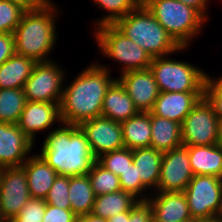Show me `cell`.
<instances>
[{"mask_svg":"<svg viewBox=\"0 0 222 222\" xmlns=\"http://www.w3.org/2000/svg\"><path fill=\"white\" fill-rule=\"evenodd\" d=\"M109 71L98 63L90 65L63 88L59 105L62 123L79 126L101 116L105 94L117 79L112 78Z\"/></svg>","mask_w":222,"mask_h":222,"instance_id":"6da1fadb","label":"cell"},{"mask_svg":"<svg viewBox=\"0 0 222 222\" xmlns=\"http://www.w3.org/2000/svg\"><path fill=\"white\" fill-rule=\"evenodd\" d=\"M42 143L40 155L62 176L86 175L96 161L85 133L78 125L60 123Z\"/></svg>","mask_w":222,"mask_h":222,"instance_id":"7a4b0ae2","label":"cell"},{"mask_svg":"<svg viewBox=\"0 0 222 222\" xmlns=\"http://www.w3.org/2000/svg\"><path fill=\"white\" fill-rule=\"evenodd\" d=\"M55 8L51 0L40 9L24 12L13 32L15 54L36 62L51 61L48 54L57 38L55 19L58 9Z\"/></svg>","mask_w":222,"mask_h":222,"instance_id":"3957f363","label":"cell"},{"mask_svg":"<svg viewBox=\"0 0 222 222\" xmlns=\"http://www.w3.org/2000/svg\"><path fill=\"white\" fill-rule=\"evenodd\" d=\"M122 33L148 52L152 58L169 56L187 49L180 47L141 3L114 24Z\"/></svg>","mask_w":222,"mask_h":222,"instance_id":"277c9868","label":"cell"},{"mask_svg":"<svg viewBox=\"0 0 222 222\" xmlns=\"http://www.w3.org/2000/svg\"><path fill=\"white\" fill-rule=\"evenodd\" d=\"M145 7L180 47H188L207 19L179 0H142Z\"/></svg>","mask_w":222,"mask_h":222,"instance_id":"5b68a950","label":"cell"},{"mask_svg":"<svg viewBox=\"0 0 222 222\" xmlns=\"http://www.w3.org/2000/svg\"><path fill=\"white\" fill-rule=\"evenodd\" d=\"M166 57L152 58L149 67L159 92H204L208 77L205 71L190 63Z\"/></svg>","mask_w":222,"mask_h":222,"instance_id":"8992f818","label":"cell"},{"mask_svg":"<svg viewBox=\"0 0 222 222\" xmlns=\"http://www.w3.org/2000/svg\"><path fill=\"white\" fill-rule=\"evenodd\" d=\"M96 28L94 36L101 54L122 63L121 73L150 67L151 55L129 39L114 24Z\"/></svg>","mask_w":222,"mask_h":222,"instance_id":"52a82bcc","label":"cell"},{"mask_svg":"<svg viewBox=\"0 0 222 222\" xmlns=\"http://www.w3.org/2000/svg\"><path fill=\"white\" fill-rule=\"evenodd\" d=\"M183 192L193 220L218 219L222 205V178L194 175Z\"/></svg>","mask_w":222,"mask_h":222,"instance_id":"ba28073f","label":"cell"},{"mask_svg":"<svg viewBox=\"0 0 222 222\" xmlns=\"http://www.w3.org/2000/svg\"><path fill=\"white\" fill-rule=\"evenodd\" d=\"M181 135L184 146L219 144V118L205 97L198 101L183 120Z\"/></svg>","mask_w":222,"mask_h":222,"instance_id":"9c48e42d","label":"cell"},{"mask_svg":"<svg viewBox=\"0 0 222 222\" xmlns=\"http://www.w3.org/2000/svg\"><path fill=\"white\" fill-rule=\"evenodd\" d=\"M64 71L51 61L37 62L31 76L24 84L23 91L27 101L58 103L62 99Z\"/></svg>","mask_w":222,"mask_h":222,"instance_id":"30bf717a","label":"cell"},{"mask_svg":"<svg viewBox=\"0 0 222 222\" xmlns=\"http://www.w3.org/2000/svg\"><path fill=\"white\" fill-rule=\"evenodd\" d=\"M31 199L26 172L22 166L2 168L0 181V215L7 222L16 217Z\"/></svg>","mask_w":222,"mask_h":222,"instance_id":"8fae6325","label":"cell"},{"mask_svg":"<svg viewBox=\"0 0 222 222\" xmlns=\"http://www.w3.org/2000/svg\"><path fill=\"white\" fill-rule=\"evenodd\" d=\"M194 174L186 146L163 152L157 192H183Z\"/></svg>","mask_w":222,"mask_h":222,"instance_id":"7c38bea8","label":"cell"},{"mask_svg":"<svg viewBox=\"0 0 222 222\" xmlns=\"http://www.w3.org/2000/svg\"><path fill=\"white\" fill-rule=\"evenodd\" d=\"M79 127L85 133L95 158L125 147L121 123L99 116L82 122Z\"/></svg>","mask_w":222,"mask_h":222,"instance_id":"4fadbf2b","label":"cell"},{"mask_svg":"<svg viewBox=\"0 0 222 222\" xmlns=\"http://www.w3.org/2000/svg\"><path fill=\"white\" fill-rule=\"evenodd\" d=\"M117 79L126 89L139 112H151L159 95V89L150 68L132 70L120 74Z\"/></svg>","mask_w":222,"mask_h":222,"instance_id":"5bb4252c","label":"cell"},{"mask_svg":"<svg viewBox=\"0 0 222 222\" xmlns=\"http://www.w3.org/2000/svg\"><path fill=\"white\" fill-rule=\"evenodd\" d=\"M35 145L18 124L0 122V167H19Z\"/></svg>","mask_w":222,"mask_h":222,"instance_id":"9a60e30c","label":"cell"},{"mask_svg":"<svg viewBox=\"0 0 222 222\" xmlns=\"http://www.w3.org/2000/svg\"><path fill=\"white\" fill-rule=\"evenodd\" d=\"M55 121L61 123L58 103L27 101L21 113L18 126L34 143L36 133L48 130Z\"/></svg>","mask_w":222,"mask_h":222,"instance_id":"2e32d148","label":"cell"},{"mask_svg":"<svg viewBox=\"0 0 222 222\" xmlns=\"http://www.w3.org/2000/svg\"><path fill=\"white\" fill-rule=\"evenodd\" d=\"M204 92H159L151 113L182 124Z\"/></svg>","mask_w":222,"mask_h":222,"instance_id":"e0dca14e","label":"cell"},{"mask_svg":"<svg viewBox=\"0 0 222 222\" xmlns=\"http://www.w3.org/2000/svg\"><path fill=\"white\" fill-rule=\"evenodd\" d=\"M147 201L152 207L153 219L159 222H191L187 198L184 192H156ZM153 197V198H151Z\"/></svg>","mask_w":222,"mask_h":222,"instance_id":"ac0fdd59","label":"cell"},{"mask_svg":"<svg viewBox=\"0 0 222 222\" xmlns=\"http://www.w3.org/2000/svg\"><path fill=\"white\" fill-rule=\"evenodd\" d=\"M22 167L26 172L27 184L31 198H46L52 187L57 172L39 154L29 156Z\"/></svg>","mask_w":222,"mask_h":222,"instance_id":"d6986e66","label":"cell"},{"mask_svg":"<svg viewBox=\"0 0 222 222\" xmlns=\"http://www.w3.org/2000/svg\"><path fill=\"white\" fill-rule=\"evenodd\" d=\"M138 113L139 111L136 109L126 89L116 79L105 94L101 116L122 123Z\"/></svg>","mask_w":222,"mask_h":222,"instance_id":"ffe728a7","label":"cell"},{"mask_svg":"<svg viewBox=\"0 0 222 222\" xmlns=\"http://www.w3.org/2000/svg\"><path fill=\"white\" fill-rule=\"evenodd\" d=\"M194 175L222 178V145L186 146Z\"/></svg>","mask_w":222,"mask_h":222,"instance_id":"44dd1931","label":"cell"},{"mask_svg":"<svg viewBox=\"0 0 222 222\" xmlns=\"http://www.w3.org/2000/svg\"><path fill=\"white\" fill-rule=\"evenodd\" d=\"M182 144L181 124L151 113L150 147L166 152Z\"/></svg>","mask_w":222,"mask_h":222,"instance_id":"7402d4cb","label":"cell"},{"mask_svg":"<svg viewBox=\"0 0 222 222\" xmlns=\"http://www.w3.org/2000/svg\"><path fill=\"white\" fill-rule=\"evenodd\" d=\"M133 164L137 166L141 183L148 188H156L159 183L163 152L152 147L132 150Z\"/></svg>","mask_w":222,"mask_h":222,"instance_id":"603a6c76","label":"cell"},{"mask_svg":"<svg viewBox=\"0 0 222 222\" xmlns=\"http://www.w3.org/2000/svg\"><path fill=\"white\" fill-rule=\"evenodd\" d=\"M37 62L14 54L0 65V89L23 88Z\"/></svg>","mask_w":222,"mask_h":222,"instance_id":"cb8c5ba5","label":"cell"},{"mask_svg":"<svg viewBox=\"0 0 222 222\" xmlns=\"http://www.w3.org/2000/svg\"><path fill=\"white\" fill-rule=\"evenodd\" d=\"M124 146L130 150L150 147L151 112H139L121 123Z\"/></svg>","mask_w":222,"mask_h":222,"instance_id":"d4e9b609","label":"cell"},{"mask_svg":"<svg viewBox=\"0 0 222 222\" xmlns=\"http://www.w3.org/2000/svg\"><path fill=\"white\" fill-rule=\"evenodd\" d=\"M139 200L123 190L97 195L91 213L108 219L115 214L130 211Z\"/></svg>","mask_w":222,"mask_h":222,"instance_id":"484cf974","label":"cell"},{"mask_svg":"<svg viewBox=\"0 0 222 222\" xmlns=\"http://www.w3.org/2000/svg\"><path fill=\"white\" fill-rule=\"evenodd\" d=\"M95 197L87 174L69 177L68 198L71 210L76 216L91 213Z\"/></svg>","mask_w":222,"mask_h":222,"instance_id":"4316f807","label":"cell"},{"mask_svg":"<svg viewBox=\"0 0 222 222\" xmlns=\"http://www.w3.org/2000/svg\"><path fill=\"white\" fill-rule=\"evenodd\" d=\"M26 102L23 88L0 89V122L18 124Z\"/></svg>","mask_w":222,"mask_h":222,"instance_id":"83f0119b","label":"cell"},{"mask_svg":"<svg viewBox=\"0 0 222 222\" xmlns=\"http://www.w3.org/2000/svg\"><path fill=\"white\" fill-rule=\"evenodd\" d=\"M98 7L107 11V15L103 18L97 19L96 26L107 24H115L120 18L126 16L129 12L137 8L142 0H93Z\"/></svg>","mask_w":222,"mask_h":222,"instance_id":"f1b7e54d","label":"cell"},{"mask_svg":"<svg viewBox=\"0 0 222 222\" xmlns=\"http://www.w3.org/2000/svg\"><path fill=\"white\" fill-rule=\"evenodd\" d=\"M87 175L96 196L122 190L119 177L102 167L97 161Z\"/></svg>","mask_w":222,"mask_h":222,"instance_id":"f546056e","label":"cell"},{"mask_svg":"<svg viewBox=\"0 0 222 222\" xmlns=\"http://www.w3.org/2000/svg\"><path fill=\"white\" fill-rule=\"evenodd\" d=\"M96 161L119 177L133 163L132 150L123 147L115 151L106 152L96 158Z\"/></svg>","mask_w":222,"mask_h":222,"instance_id":"4dcf8cb0","label":"cell"},{"mask_svg":"<svg viewBox=\"0 0 222 222\" xmlns=\"http://www.w3.org/2000/svg\"><path fill=\"white\" fill-rule=\"evenodd\" d=\"M25 10L8 0H0V33H12Z\"/></svg>","mask_w":222,"mask_h":222,"instance_id":"1f68e13d","label":"cell"},{"mask_svg":"<svg viewBox=\"0 0 222 222\" xmlns=\"http://www.w3.org/2000/svg\"><path fill=\"white\" fill-rule=\"evenodd\" d=\"M68 193L69 176L58 175L45 198V202L61 209H71Z\"/></svg>","mask_w":222,"mask_h":222,"instance_id":"d6a6232c","label":"cell"},{"mask_svg":"<svg viewBox=\"0 0 222 222\" xmlns=\"http://www.w3.org/2000/svg\"><path fill=\"white\" fill-rule=\"evenodd\" d=\"M119 180L123 191L132 194L139 201H147L149 199L147 195H142L148 189L141 183L140 177H138L137 166L133 163L121 173Z\"/></svg>","mask_w":222,"mask_h":222,"instance_id":"836d02e7","label":"cell"},{"mask_svg":"<svg viewBox=\"0 0 222 222\" xmlns=\"http://www.w3.org/2000/svg\"><path fill=\"white\" fill-rule=\"evenodd\" d=\"M45 209L46 202L44 199L31 198L18 215L7 222H42Z\"/></svg>","mask_w":222,"mask_h":222,"instance_id":"e575fe53","label":"cell"},{"mask_svg":"<svg viewBox=\"0 0 222 222\" xmlns=\"http://www.w3.org/2000/svg\"><path fill=\"white\" fill-rule=\"evenodd\" d=\"M204 97L213 106L214 112L222 119V80L211 78L209 75L205 82Z\"/></svg>","mask_w":222,"mask_h":222,"instance_id":"d590c367","label":"cell"},{"mask_svg":"<svg viewBox=\"0 0 222 222\" xmlns=\"http://www.w3.org/2000/svg\"><path fill=\"white\" fill-rule=\"evenodd\" d=\"M77 216L71 209H61L46 204L45 215L42 222H76Z\"/></svg>","mask_w":222,"mask_h":222,"instance_id":"8d00e7d4","label":"cell"},{"mask_svg":"<svg viewBox=\"0 0 222 222\" xmlns=\"http://www.w3.org/2000/svg\"><path fill=\"white\" fill-rule=\"evenodd\" d=\"M153 211L148 201H138L129 211V219L126 222H152Z\"/></svg>","mask_w":222,"mask_h":222,"instance_id":"74e56055","label":"cell"},{"mask_svg":"<svg viewBox=\"0 0 222 222\" xmlns=\"http://www.w3.org/2000/svg\"><path fill=\"white\" fill-rule=\"evenodd\" d=\"M15 54L12 33H0V65Z\"/></svg>","mask_w":222,"mask_h":222,"instance_id":"f35d334b","label":"cell"},{"mask_svg":"<svg viewBox=\"0 0 222 222\" xmlns=\"http://www.w3.org/2000/svg\"><path fill=\"white\" fill-rule=\"evenodd\" d=\"M20 6L25 11H33L42 8L50 0H8Z\"/></svg>","mask_w":222,"mask_h":222,"instance_id":"ab89813d","label":"cell"},{"mask_svg":"<svg viewBox=\"0 0 222 222\" xmlns=\"http://www.w3.org/2000/svg\"><path fill=\"white\" fill-rule=\"evenodd\" d=\"M182 3L189 5L195 9H197L207 20L208 16L206 14L208 0H179Z\"/></svg>","mask_w":222,"mask_h":222,"instance_id":"60d3db41","label":"cell"},{"mask_svg":"<svg viewBox=\"0 0 222 222\" xmlns=\"http://www.w3.org/2000/svg\"><path fill=\"white\" fill-rule=\"evenodd\" d=\"M76 222H107V219L88 213L77 216Z\"/></svg>","mask_w":222,"mask_h":222,"instance_id":"b9f144b4","label":"cell"},{"mask_svg":"<svg viewBox=\"0 0 222 222\" xmlns=\"http://www.w3.org/2000/svg\"><path fill=\"white\" fill-rule=\"evenodd\" d=\"M129 219V211L115 214L107 219V222H126Z\"/></svg>","mask_w":222,"mask_h":222,"instance_id":"7bdbcfd3","label":"cell"},{"mask_svg":"<svg viewBox=\"0 0 222 222\" xmlns=\"http://www.w3.org/2000/svg\"><path fill=\"white\" fill-rule=\"evenodd\" d=\"M191 222H220L217 218L214 219H199V220H192Z\"/></svg>","mask_w":222,"mask_h":222,"instance_id":"ee69618b","label":"cell"},{"mask_svg":"<svg viewBox=\"0 0 222 222\" xmlns=\"http://www.w3.org/2000/svg\"><path fill=\"white\" fill-rule=\"evenodd\" d=\"M219 144L222 145V119H219Z\"/></svg>","mask_w":222,"mask_h":222,"instance_id":"f6af8a7d","label":"cell"},{"mask_svg":"<svg viewBox=\"0 0 222 222\" xmlns=\"http://www.w3.org/2000/svg\"><path fill=\"white\" fill-rule=\"evenodd\" d=\"M218 220H219L220 222H222V205H221V209H220V214H219V216H218Z\"/></svg>","mask_w":222,"mask_h":222,"instance_id":"bcb514c9","label":"cell"},{"mask_svg":"<svg viewBox=\"0 0 222 222\" xmlns=\"http://www.w3.org/2000/svg\"><path fill=\"white\" fill-rule=\"evenodd\" d=\"M1 173H2V168L0 167V181H1Z\"/></svg>","mask_w":222,"mask_h":222,"instance_id":"7dc6e473","label":"cell"},{"mask_svg":"<svg viewBox=\"0 0 222 222\" xmlns=\"http://www.w3.org/2000/svg\"><path fill=\"white\" fill-rule=\"evenodd\" d=\"M0 222H5V221L2 219L1 215H0Z\"/></svg>","mask_w":222,"mask_h":222,"instance_id":"c3c4849f","label":"cell"}]
</instances>
